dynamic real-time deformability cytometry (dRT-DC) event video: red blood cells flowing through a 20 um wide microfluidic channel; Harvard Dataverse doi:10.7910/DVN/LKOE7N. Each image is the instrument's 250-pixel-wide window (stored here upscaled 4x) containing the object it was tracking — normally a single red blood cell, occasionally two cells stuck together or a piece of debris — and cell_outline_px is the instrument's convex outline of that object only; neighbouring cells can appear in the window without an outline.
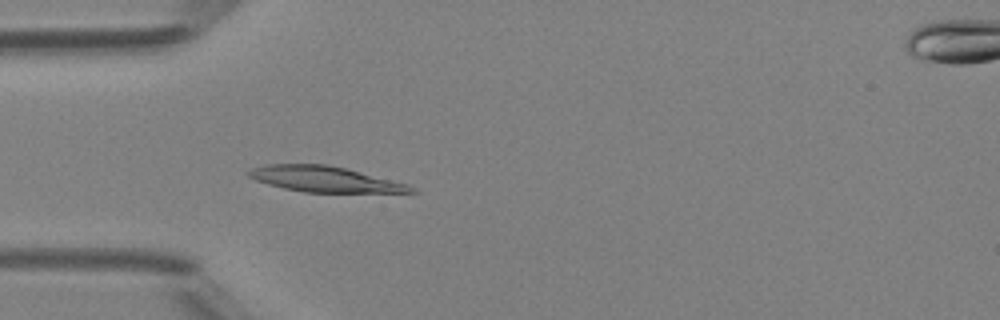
{"species": "Egyptian fruit bat (a non-hibernating species)", "species_latin": "Rousettus aegyptiacus", "temperature_condition": "room temperature", "stored_images_in_passage": 43, "camera_frame_rate_fps": 3000, "um_per_image_px": 0.085, "animal": {"sex": "female"}, "frame": {"image": 1, "passage_image": 13, "time_ms": 4.0, "image_size_px": [1000, 320], "cell_outline_px": [[420, 192], [304, 192], [284, 188], [268, 184], [256, 180], [248, 176], [244, 172], [252, 168], [264, 164], [324, 164], [344, 168], [408, 184], [416, 188]], "centroid_in_image_um": [27.56, 15.22], "position_along_channel_um": 57.4, "area_um2": 24.04}}
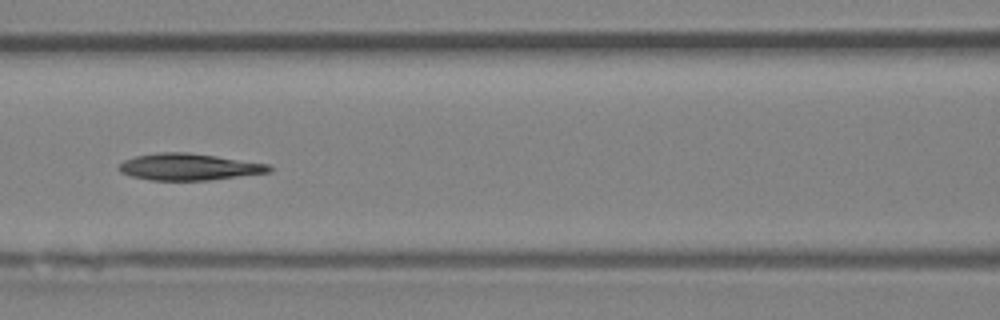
{"frame": {"image": 2, "passage_image": 20, "time_ms": 6.333, "image_size_px": [1000, 320], "cell_outline_px": [[272, 172], [208, 180], [148, 180], [132, 176], [120, 172], [116, 168], [124, 160], [136, 156], [160, 152], [188, 152], [216, 156], [268, 164], [272, 168]], "centroid_in_image_um": [16.04, 14.18], "position_along_channel_um": 150.6, "area_um2": 23.29}}
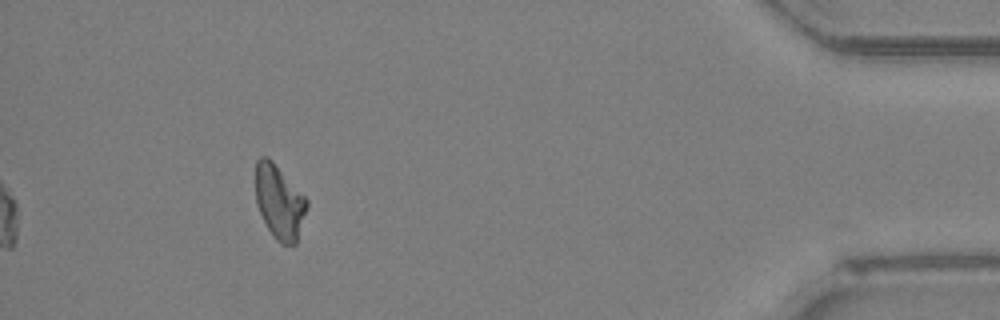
{"frame": {"image": 3, "passage_image": 43, "time_ms": 14.0, "image_size_px": [1000, 320], "cell_outline_px": [[308, 208], [296, 244], [280, 244], [276, 240], [268, 228], [260, 212], [256, 200], [256, 160], [260, 156], [268, 156], [272, 160], [308, 200]], "centroid_in_image_um": [23.76, 17.16], "position_along_channel_um": 411.4, "area_um2": 22.02}, "authors_computed_cell_mechanics": {"area_um2": 23.2934, "velocity_mm_per_s": 4.2075, "shape_relaxation_time_tau1_ms": 10.2868, "shape_relaxation_time_tau2_ms": null, "deformation_change_tau1": 0.1659, "deformation_change_tau2": null}}